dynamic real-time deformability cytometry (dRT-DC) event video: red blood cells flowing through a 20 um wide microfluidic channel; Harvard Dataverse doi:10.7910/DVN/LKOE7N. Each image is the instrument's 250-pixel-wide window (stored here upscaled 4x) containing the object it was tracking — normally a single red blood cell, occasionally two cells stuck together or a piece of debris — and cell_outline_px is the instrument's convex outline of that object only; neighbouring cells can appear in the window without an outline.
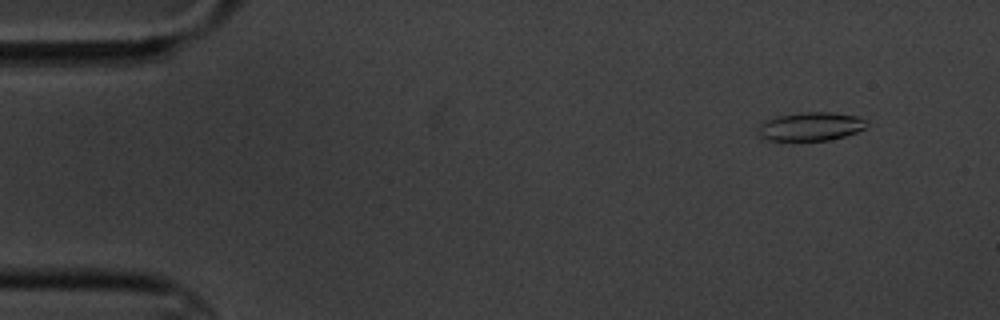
{"species": "common noctule bat (a hibernating species)", "species_latin": "Nyctalus noctula", "temperature_condition": "cold", "stored_images_in_passage": 5, "camera_frame_rate_fps": 3000, "um_per_image_px": 0.085, "animal": {"sex": "male", "body_mass_g": 20.1, "forearm_length_mm": 53.5}, "frame": {"image": 1, "passage_image": 2, "time_ms": 1.333, "image_size_px": [1000, 320], "cell_outline_px": [[864, 128], [856, 132], [844, 136], [828, 140], [768, 140], [760, 136], [760, 124], [768, 120], [780, 116], [804, 112], [828, 112], [856, 116], [864, 120]], "centroid_in_image_um": [68.91, 10.75], "position_along_channel_um": 16.1, "area_um2": 17.4}}